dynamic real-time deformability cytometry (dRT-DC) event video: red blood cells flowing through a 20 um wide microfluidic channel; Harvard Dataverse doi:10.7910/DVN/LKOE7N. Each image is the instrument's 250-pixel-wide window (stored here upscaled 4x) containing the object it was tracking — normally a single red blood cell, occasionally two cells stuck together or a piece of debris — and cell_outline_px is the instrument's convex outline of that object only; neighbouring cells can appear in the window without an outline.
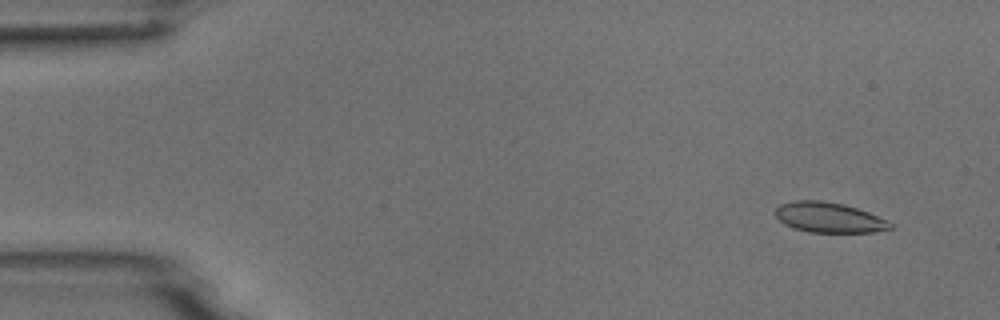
{"species": "common noctule bat (a hibernating species)", "species_latin": "Nyctalus noctula", "temperature_condition": "room temperature", "stored_images_in_passage": 4, "camera_frame_rate_fps": 3000, "um_per_image_px": 0.085, "animal": {"sex": "male", "body_mass_g": 18.8}, "frame": {"image": 1, "passage_image": 1, "time_ms": 0.0, "image_size_px": [1000, 320], "cell_outline_px": [[892, 228], [872, 232], [808, 232], [792, 228], [784, 224], [776, 216], [776, 208], [780, 204], [792, 200], [820, 200], [844, 204], [868, 212], [888, 220], [892, 224]], "centroid_in_image_um": [70.44, 18.48], "position_along_channel_um": 14.6, "area_um2": 20.23}}
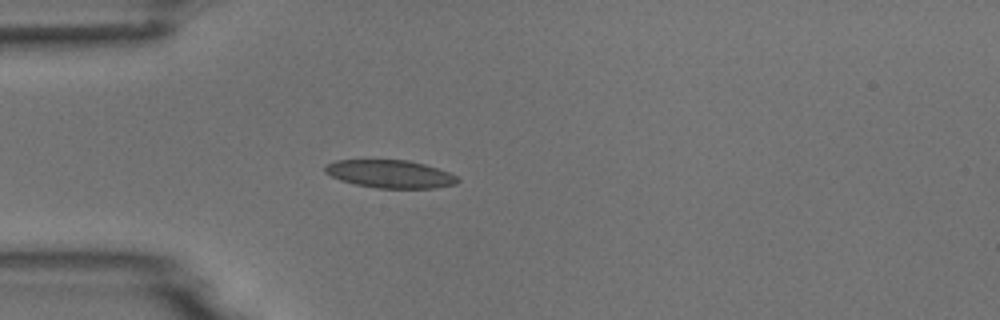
{"frame": {"image": 2, "passage_image": 4, "time_ms": 3.667, "image_size_px": [1000, 320], "cell_outline_px": [[460, 180], [456, 184], [436, 188], [376, 188], [356, 184], [340, 180], [324, 172], [324, 164], [336, 160], [408, 160], [424, 164], [448, 172], [456, 176]], "centroid_in_image_um": [33.14, 14.79], "position_along_channel_um": 51.9, "area_um2": 21.56}}